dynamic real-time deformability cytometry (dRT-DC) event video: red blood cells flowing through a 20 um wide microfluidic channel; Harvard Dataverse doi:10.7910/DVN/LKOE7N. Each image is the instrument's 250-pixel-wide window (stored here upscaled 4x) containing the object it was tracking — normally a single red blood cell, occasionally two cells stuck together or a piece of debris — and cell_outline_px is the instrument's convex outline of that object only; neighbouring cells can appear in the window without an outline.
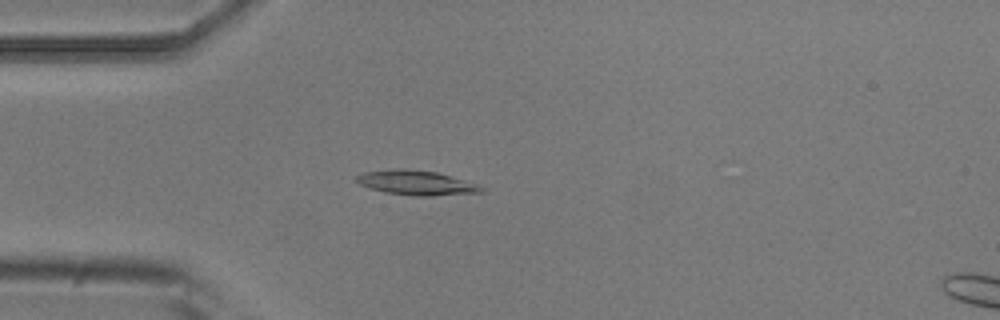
{"species": "common noctule bat (a hibernating species)", "species_latin": "Nyctalus noctula", "temperature_condition": "room temperature", "stored_images_in_passage": 3, "camera_frame_rate_fps": 3000, "um_per_image_px": 0.085, "animal": {"sex": "male", "body_mass_g": 20.5, "forearm_length_mm": 52.5}, "frame": {"image": 1, "passage_image": 2, "time_ms": 1.333, "image_size_px": [1000, 320], "cell_outline_px": [[484, 192], [432, 196], [416, 196], [384, 192], [360, 184], [356, 180], [356, 176], [364, 172], [400, 168], [404, 168], [436, 172], [452, 176], [484, 188]], "centroid_in_image_um": [35.37, 15.53], "position_along_channel_um": 49.6, "area_um2": 17.63}}